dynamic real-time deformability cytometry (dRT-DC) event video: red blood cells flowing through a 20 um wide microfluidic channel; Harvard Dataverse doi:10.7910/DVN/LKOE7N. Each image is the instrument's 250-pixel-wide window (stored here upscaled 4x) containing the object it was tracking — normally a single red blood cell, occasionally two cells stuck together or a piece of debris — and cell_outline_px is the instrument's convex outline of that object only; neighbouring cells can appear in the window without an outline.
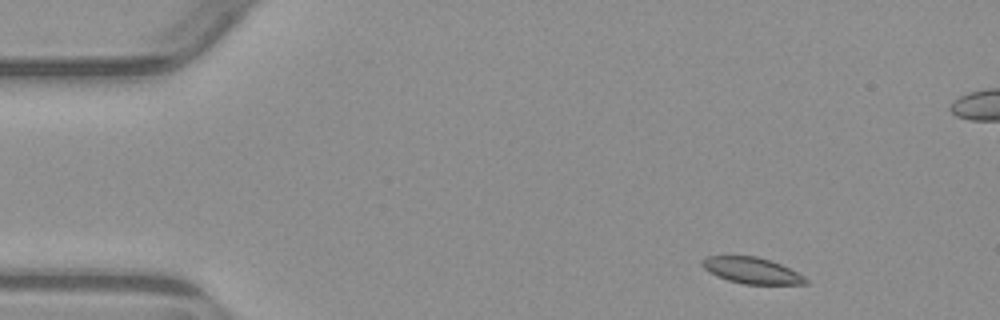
{"species": "common noctule bat (a hibernating species)", "species_latin": "Nyctalus noctula", "temperature_condition": "warm", "stored_images_in_passage": 5, "camera_frame_rate_fps": 3000, "um_per_image_px": 0.085, "animal": {"sex": "male", "body_mass_g": 23.1, "forearm_length_mm": 52.7}, "frame": {"image": 1, "passage_image": 1, "time_ms": 0.0, "image_size_px": [1000, 320], "cell_outline_px": [[808, 284], [744, 284], [728, 280], [716, 276], [708, 272], [700, 264], [700, 260], [708, 256], [756, 256], [780, 264], [804, 276], [808, 280]], "centroid_in_image_um": [63.86, 22.99], "position_along_channel_um": 21.1, "area_um2": 15.72}}
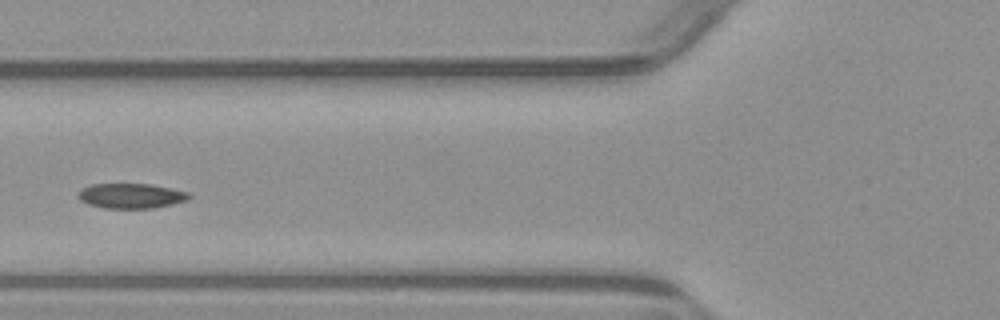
{"frame": {"image": 2, "passage_image": 5, "time_ms": 4.667, "image_size_px": [1000, 320], "cell_outline_px": [[192, 196], [188, 200], [172, 204], [152, 208], [104, 208], [88, 204], [80, 200], [76, 196], [84, 188], [92, 184], [152, 184], [188, 192]], "centroid_in_image_um": [11.16, 16.65], "position_along_channel_um": 114.6, "area_um2": 16.07}}